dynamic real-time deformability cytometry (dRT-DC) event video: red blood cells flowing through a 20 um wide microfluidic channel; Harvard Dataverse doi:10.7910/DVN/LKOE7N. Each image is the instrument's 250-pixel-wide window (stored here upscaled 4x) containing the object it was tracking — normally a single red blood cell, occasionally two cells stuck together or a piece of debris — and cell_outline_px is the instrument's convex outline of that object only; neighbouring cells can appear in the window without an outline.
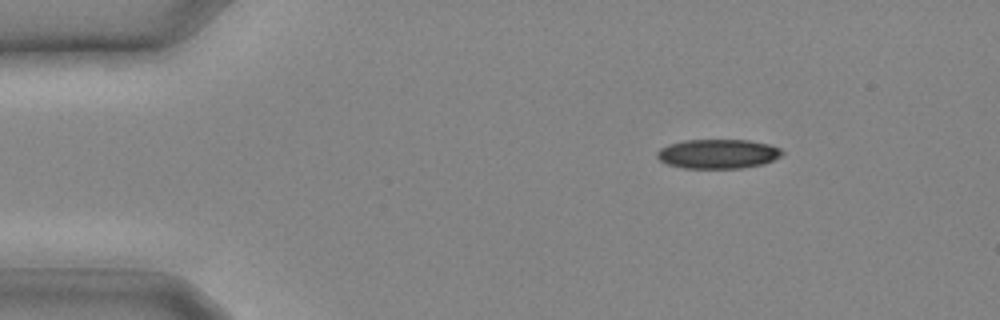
{"species": "common noctule bat (a hibernating species)", "species_latin": "Nyctalus noctula", "temperature_condition": "cold", "stored_images_in_passage": 5, "camera_frame_rate_fps": 3000, "um_per_image_px": 0.085, "animal": {"sex": "male", "body_mass_g": 20.4}, "frame": {"image": 1, "passage_image": 1, "time_ms": 0.0, "image_size_px": [1000, 320], "cell_outline_px": [[784, 152], [780, 156], [764, 164], [740, 168], [684, 168], [668, 164], [660, 160], [656, 156], [656, 152], [660, 148], [668, 144], [684, 140], [748, 140], [768, 144], [780, 148]], "centroid_in_image_um": [61.01, 13.07], "position_along_channel_um": 24.0, "area_um2": 21.39}}
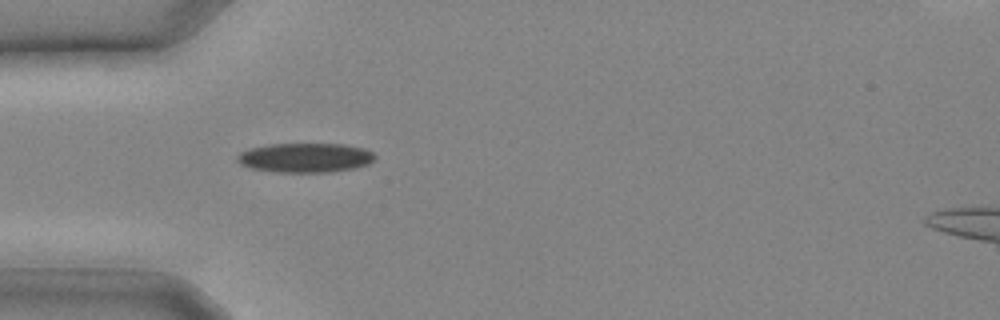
{"frame": {"image": 2, "passage_image": 5, "time_ms": 1.333, "image_size_px": [1000, 320], "cell_outline_px": [[376, 156], [368, 164], [352, 168], [328, 172], [276, 172], [252, 168], [240, 164], [236, 160], [236, 156], [240, 152], [248, 148], [268, 144], [344, 144], [364, 148], [372, 152]], "centroid_in_image_um": [25.9, 13.39], "position_along_channel_um": 59.1, "area_um2": 23.58}}